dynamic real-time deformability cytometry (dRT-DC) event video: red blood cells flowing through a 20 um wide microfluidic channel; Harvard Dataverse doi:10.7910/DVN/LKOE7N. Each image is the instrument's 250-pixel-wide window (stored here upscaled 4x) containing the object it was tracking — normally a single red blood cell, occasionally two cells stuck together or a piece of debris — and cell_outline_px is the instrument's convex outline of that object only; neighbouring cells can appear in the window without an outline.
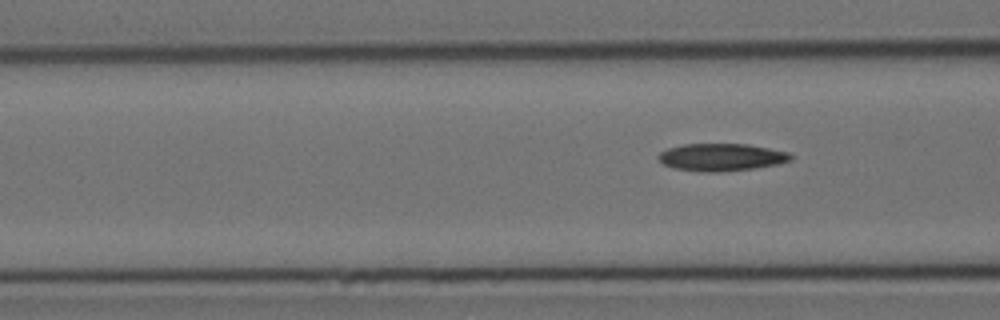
{"species": "Egyptian fruit bat (a non-hibernating species)", "species_latin": "Rousettus aegyptiacus", "temperature_condition": "cold", "stored_images_in_passage": 4, "camera_frame_rate_fps": 3000, "um_per_image_px": 0.085, "animal": {"sex": "female"}, "frame": {"image": 1, "passage_image": 4, "time_ms": 4.333, "image_size_px": [1000, 320], "cell_outline_px": [[792, 160], [780, 164], [756, 168], [720, 172], [700, 172], [672, 168], [664, 164], [656, 156], [660, 152], [668, 148], [684, 144], [748, 144], [788, 152], [792, 156]], "centroid_in_image_um": [61.32, 13.37], "position_along_channel_um": 105.3, "area_um2": 21.33}}